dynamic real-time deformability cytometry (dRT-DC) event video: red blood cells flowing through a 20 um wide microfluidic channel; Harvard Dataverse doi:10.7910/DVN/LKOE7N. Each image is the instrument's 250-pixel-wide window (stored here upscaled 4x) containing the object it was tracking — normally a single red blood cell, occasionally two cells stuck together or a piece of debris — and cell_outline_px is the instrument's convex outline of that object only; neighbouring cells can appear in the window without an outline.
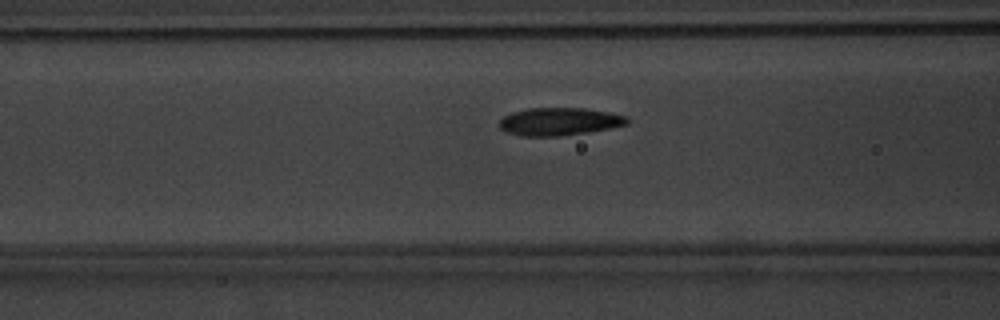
{"species": "common noctule bat (a hibernating species)", "species_latin": "Nyctalus noctula", "temperature_condition": "warm", "stored_images_in_passage": 48, "camera_frame_rate_fps": 3000, "um_per_image_px": 0.085, "animal": {"sex": "male", "body_mass_g": 20.1, "forearm_length_mm": 53.5}, "frame": {"image": 1, "passage_image": 16, "time_ms": 5.0, "image_size_px": [1000, 320], "cell_outline_px": [[632, 120], [628, 124], [588, 132], [560, 136], [520, 136], [504, 132], [500, 128], [500, 120], [504, 116], [512, 112], [528, 108], [584, 108], [608, 112], [624, 116]], "centroid_in_image_um": [47.52, 10.33], "position_along_channel_um": 119.1, "area_um2": 20.69}}
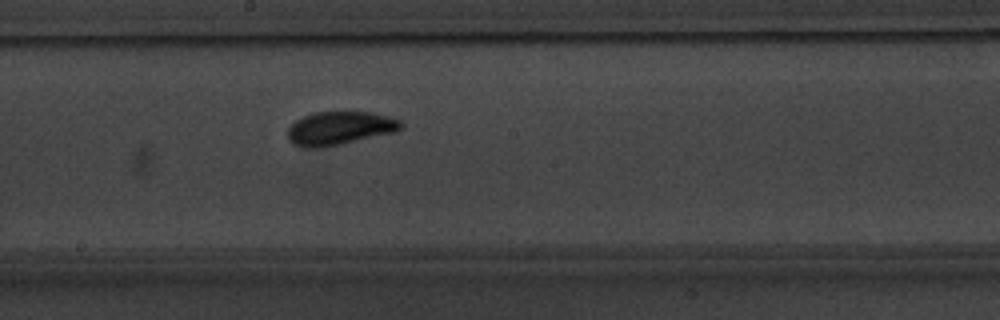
{"frame": {"image": 2, "passage_image": 24, "time_ms": 7.667, "image_size_px": [1000, 320], "cell_outline_px": [[404, 128], [396, 132], [340, 144], [320, 148], [304, 148], [288, 140], [288, 128], [296, 120], [312, 112], [372, 112], [388, 116], [400, 120], [404, 124]], "centroid_in_image_um": [28.9, 10.89], "position_along_channel_um": 219.3, "area_um2": 22.14}}
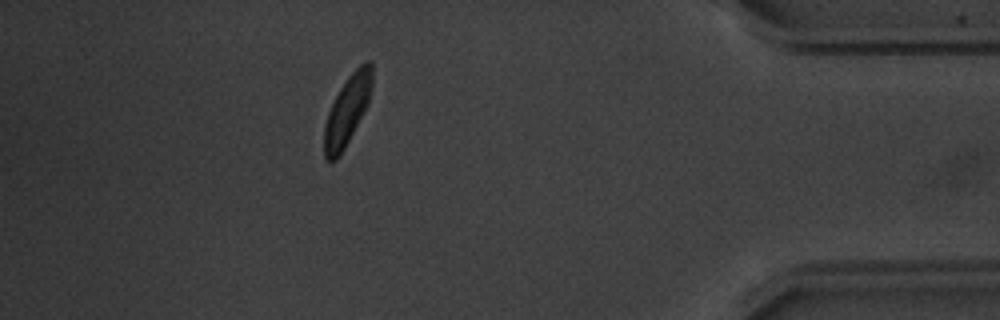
{"frame": {"image": 3, "passage_image": 42, "time_ms": 13.667, "image_size_px": [1000, 320], "cell_outline_px": [[372, 84], [368, 104], [340, 156], [336, 160], [324, 160], [324, 128], [328, 112], [340, 88], [348, 76], [360, 64], [368, 60], [372, 64]], "centroid_in_image_um": [29.51, 9.39], "position_along_channel_um": 405.7, "area_um2": 19.13}, "authors_computed_cell_mechanics": {"area_um2": 20.3456, "velocity_mm_per_s": 3.761, "shape_relaxation_time_tau1_ms": 2.3415, "shape_relaxation_time_tau2_ms": 1.2783, "deformation_change_tau1": 0.1391, "deformation_change_tau2": 0.0604}}